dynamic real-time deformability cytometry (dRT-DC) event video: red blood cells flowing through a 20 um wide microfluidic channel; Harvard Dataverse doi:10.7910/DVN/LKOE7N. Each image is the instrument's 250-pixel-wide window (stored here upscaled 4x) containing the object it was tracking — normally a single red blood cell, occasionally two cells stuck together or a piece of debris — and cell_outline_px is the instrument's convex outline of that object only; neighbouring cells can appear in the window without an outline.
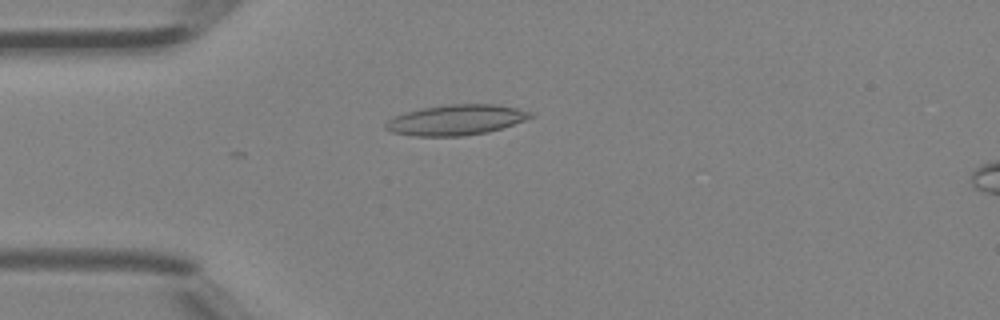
{"species": "Egyptian fruit bat (a non-hibernating species)", "species_latin": "Rousettus aegyptiacus", "temperature_condition": "room temperature", "stored_images_in_passage": 46, "camera_frame_rate_fps": 3000, "um_per_image_px": 0.085, "animal": {"sex": "female"}, "frame": {"image": 1, "passage_image": 12, "time_ms": 3.667, "image_size_px": [1000, 320], "cell_outline_px": [[536, 112], [532, 116], [524, 120], [488, 132], [464, 136], [412, 136], [392, 132], [384, 128], [384, 124], [388, 120], [404, 112], [424, 108], [452, 104], [496, 104]], "centroid_in_image_um": [38.76, 10.19], "position_along_channel_um": 46.2, "area_um2": 25.55}}
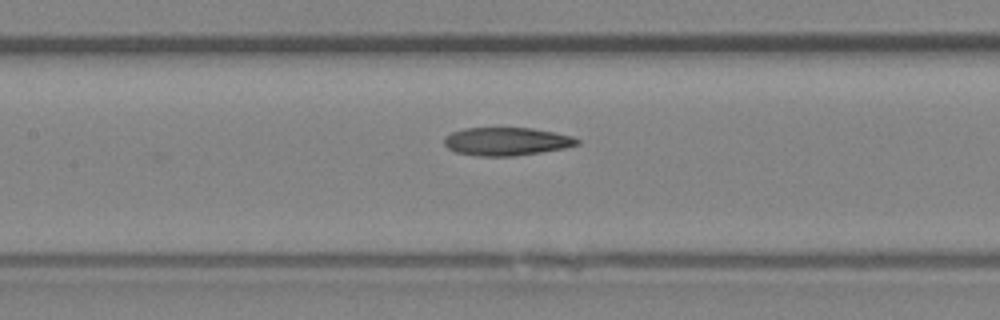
{"frame": {"image": 2, "passage_image": 21, "time_ms": 6.667, "image_size_px": [1000, 320], "cell_outline_px": [[580, 144], [564, 148], [516, 156], [476, 156], [456, 152], [448, 148], [444, 144], [444, 136], [452, 132], [464, 128], [532, 128], [572, 136], [580, 140]], "centroid_in_image_um": [43.03, 12.02], "position_along_channel_um": 164.4, "area_um2": 21.79}}
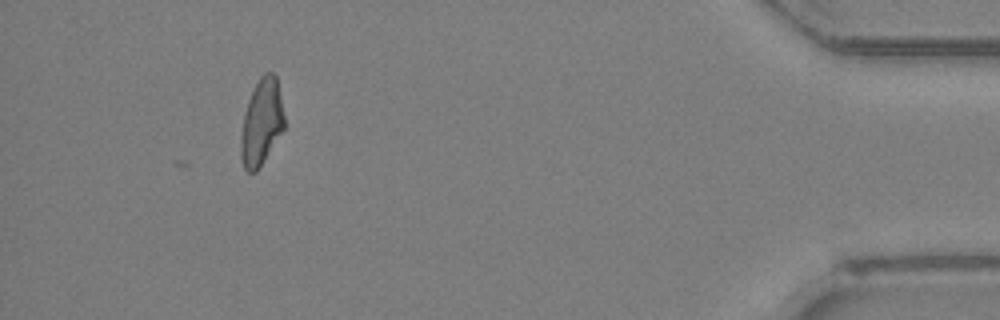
{"frame": {"image": 3, "passage_image": 42, "time_ms": 13.667, "image_size_px": [1000, 320], "cell_outline_px": [[284, 128], [256, 172], [248, 172], [244, 168], [240, 156], [240, 140], [244, 112], [248, 100], [260, 76], [264, 72], [272, 72], [276, 76], [284, 116]], "centroid_in_image_um": [22.21, 10.39], "position_along_channel_um": 413.0, "area_um2": 21.56}, "authors_computed_cell_mechanics": {"area_um2": 22.4264, "velocity_mm_per_s": 4.4748, "shape_relaxation_time_tau1_ms": null, "shape_relaxation_time_tau2_ms": 7.5395, "deformation_change_tau1": null, "deformation_change_tau2": 0.1946}}